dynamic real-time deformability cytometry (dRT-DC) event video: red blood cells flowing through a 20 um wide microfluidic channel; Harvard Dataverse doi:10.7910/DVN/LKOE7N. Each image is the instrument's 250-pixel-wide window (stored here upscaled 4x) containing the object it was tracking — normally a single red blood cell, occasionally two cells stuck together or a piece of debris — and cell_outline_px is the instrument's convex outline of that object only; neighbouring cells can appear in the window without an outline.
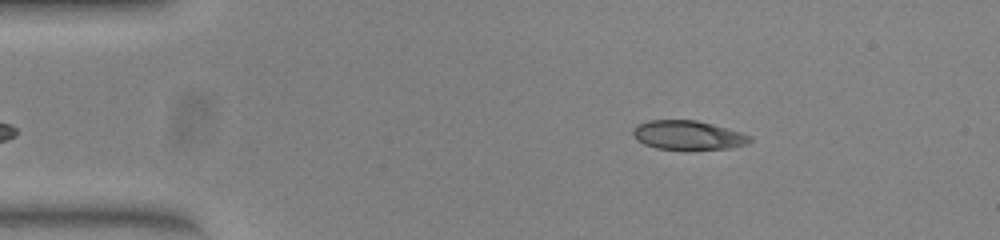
{"species": "common noctule bat (a hibernating species)", "species_latin": "Nyctalus noctula", "temperature_condition": "warm", "stored_images_in_passage": 46, "camera_frame_rate_fps": 3000, "um_per_image_px": 0.085, "animal": {"sex": "female", "body_mass_g": 23.0, "forearm_length_mm": 53.4}, "frame": {"image": 1, "passage_image": 2, "time_ms": 0.333, "image_size_px": [1000, 240], "cell_outline_px": [[752, 140], [748, 144], [728, 148], [688, 152], [656, 148], [644, 144], [636, 140], [632, 132], [636, 124], [648, 120], [696, 120], [712, 124], [740, 132], [752, 136]], "centroid_in_image_um": [58.47, 11.53], "position_along_channel_um": 26.5, "area_um2": 20.52}}
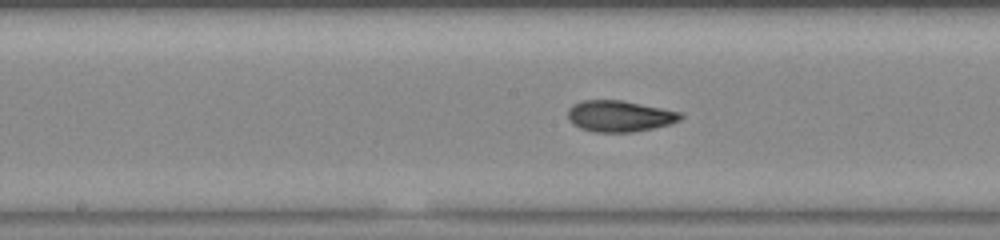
{"frame": {"image": 2, "passage_image": 20, "time_ms": 6.333, "image_size_px": [1000, 240], "cell_outline_px": [[684, 116], [680, 120], [668, 124], [652, 128], [632, 132], [596, 132], [580, 128], [572, 124], [568, 116], [568, 108], [572, 104], [584, 100], [620, 100], [680, 112]], "centroid_in_image_um": [52.62, 9.87], "position_along_channel_um": 195.6, "area_um2": 20.29}}
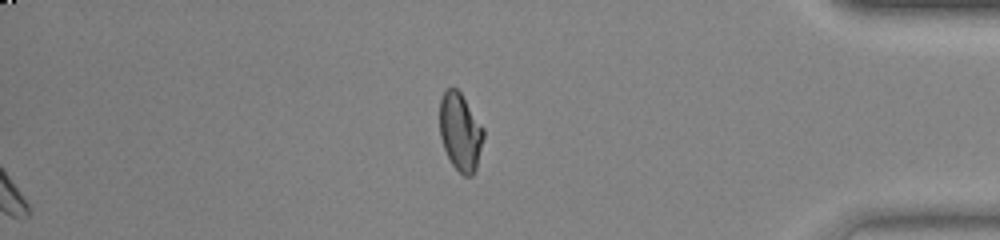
{"frame": {"image": 3, "passage_image": 38, "time_ms": 12.333, "image_size_px": [1000, 240], "cell_outline_px": [[484, 136], [476, 168], [472, 176], [464, 176], [452, 164], [444, 148], [440, 136], [440, 100], [444, 92], [448, 88], [456, 88], [460, 92], [484, 128]], "centroid_in_image_um": [39.13, 11.21], "position_along_channel_um": 396.1, "area_um2": 19.65}, "authors_computed_cell_mechanics": {"area_um2": 20.2011, "velocity_mm_per_s": 3.8946, "shape_relaxation_time_tau1_ms": 7.8342, "shape_relaxation_time_tau2_ms": 1.274, "deformation_change_tau1": 0.2101, "deformation_change_tau2": 0.0565}}